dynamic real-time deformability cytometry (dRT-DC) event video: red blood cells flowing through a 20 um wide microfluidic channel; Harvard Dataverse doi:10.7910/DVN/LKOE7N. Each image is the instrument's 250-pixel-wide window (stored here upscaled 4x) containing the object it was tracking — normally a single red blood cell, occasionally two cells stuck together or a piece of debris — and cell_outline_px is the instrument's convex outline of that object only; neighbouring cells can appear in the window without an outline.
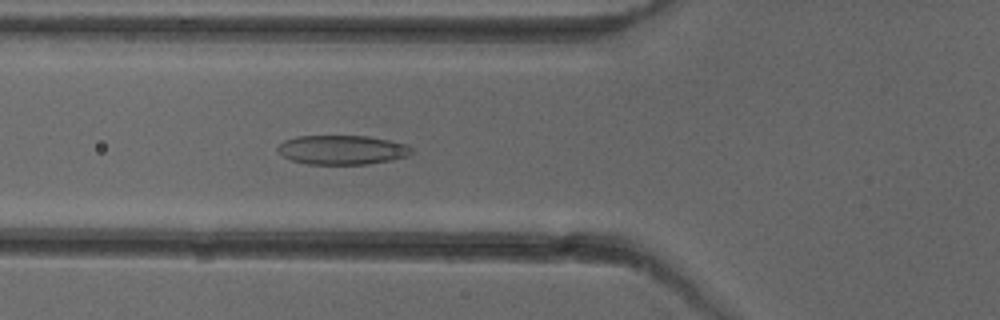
{"species": "common noctule bat (a hibernating species)", "species_latin": "Nyctalus noctula", "temperature_condition": "cold", "stored_images_in_passage": 52, "camera_frame_rate_fps": 3000, "um_per_image_px": 0.085, "animal": {"sex": "female"}, "frame": {"image": 1, "passage_image": 19, "time_ms": 6.0, "image_size_px": [1000, 320], "cell_outline_px": [[412, 152], [408, 156], [392, 160], [368, 164], [308, 164], [292, 160], [284, 156], [276, 148], [284, 140], [296, 136], [368, 136], [408, 144], [412, 148]], "centroid_in_image_um": [29.11, 12.73], "position_along_channel_um": 96.7, "area_um2": 22.83}}
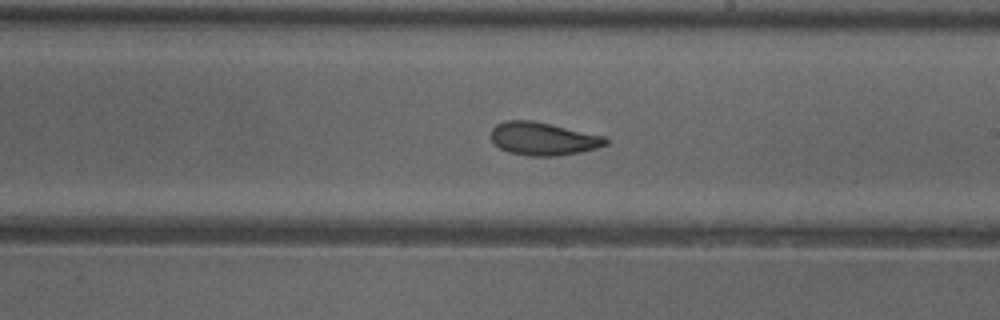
{"frame": {"image": 2, "passage_image": 30, "time_ms": 9.667, "image_size_px": [1000, 320], "cell_outline_px": [[608, 144], [596, 148], [580, 152], [556, 156], [528, 156], [508, 152], [500, 148], [492, 140], [492, 128], [496, 124], [504, 120], [532, 120], [604, 136], [608, 140]], "centroid_in_image_um": [46.15, 11.79], "position_along_channel_um": 242.8, "area_um2": 21.96}}
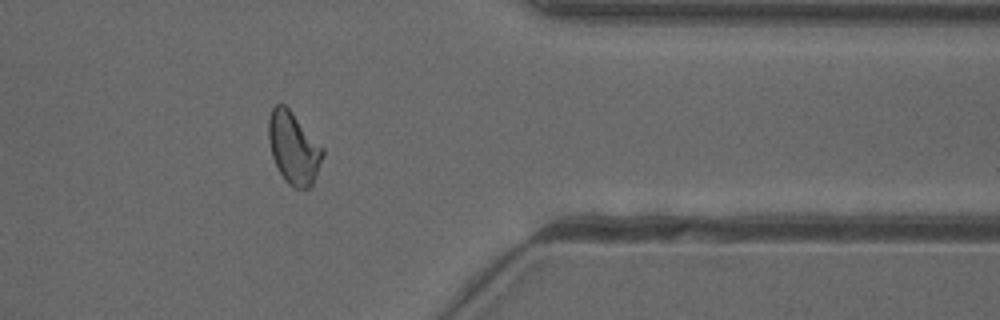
{"frame": {"image": 3, "passage_image": 42, "time_ms": 13.667, "image_size_px": [1000, 320], "cell_outline_px": [[324, 156], [312, 184], [308, 188], [296, 188], [288, 184], [284, 180], [272, 156], [268, 140], [268, 120], [272, 108], [276, 104], [284, 104], [292, 112], [324, 148]], "centroid_in_image_um": [24.95, 12.57], "position_along_channel_um": 386.4, "area_um2": 22.6}, "authors_computed_cell_mechanics": {"area_um2": 22.7443, "velocity_mm_per_s": 3.9701, "shape_relaxation_time_tau1_ms": null, "shape_relaxation_time_tau2_ms": 1.9759, "deformation_change_tau1": null, "deformation_change_tau2": 0.0776}}